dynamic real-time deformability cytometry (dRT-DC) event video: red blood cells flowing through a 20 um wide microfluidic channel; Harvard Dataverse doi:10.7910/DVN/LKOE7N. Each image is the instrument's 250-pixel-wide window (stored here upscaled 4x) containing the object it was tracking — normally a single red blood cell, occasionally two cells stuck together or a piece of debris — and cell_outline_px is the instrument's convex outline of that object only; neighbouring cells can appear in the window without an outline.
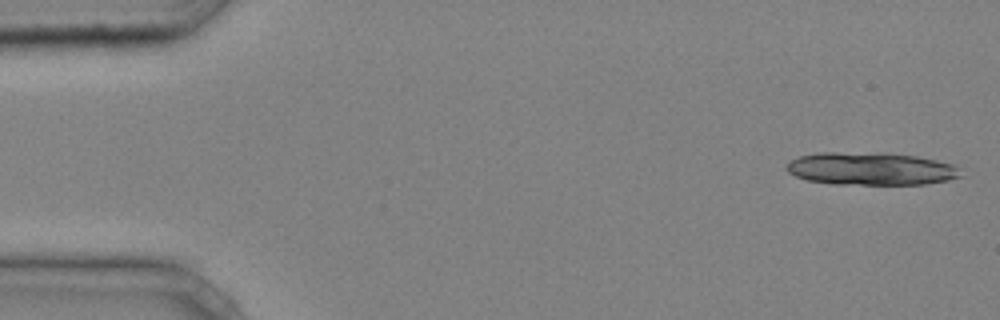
{"species": "common noctule bat (a hibernating species)", "species_latin": "Nyctalus noctula", "temperature_condition": "cold", "stored_images_in_passage": 28, "camera_frame_rate_fps": 3000, "um_per_image_px": 0.085, "animal": {"sex": "male", "body_mass_g": 20.4}, "frame": {"image": 1, "passage_image": 1, "time_ms": 0.0, "image_size_px": [1000, 320], "cell_outline_px": [[964, 176], [948, 180], [924, 184], [832, 184], [808, 180], [796, 176], [788, 172], [784, 168], [788, 160], [800, 156], [816, 152], [884, 152], [916, 156], [936, 160], [952, 164], [960, 168]], "centroid_in_image_um": [74.01, 14.33], "position_along_channel_um": 11.0, "area_um2": 33.76}}
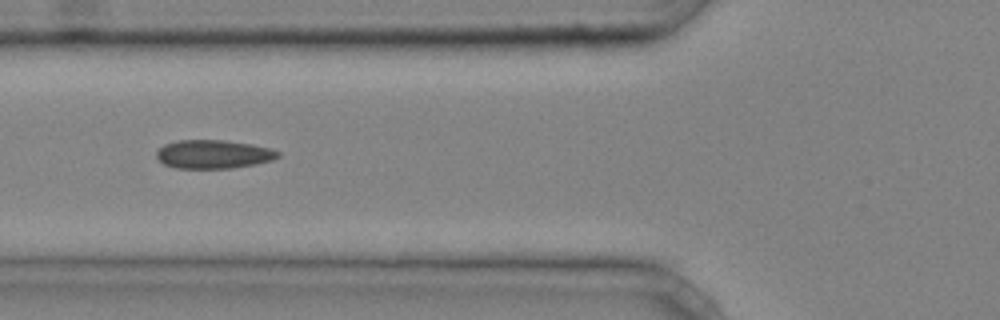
{"frame": {"image": 2, "passage_image": 17, "time_ms": 5.333, "image_size_px": [1000, 320], "cell_outline_px": [[280, 156], [272, 160], [256, 164], [232, 168], [176, 168], [164, 164], [156, 156], [156, 152], [164, 144], [176, 140], [224, 140], [252, 144], [272, 148], [280, 152]], "centroid_in_image_um": [18.16, 13.1], "position_along_channel_um": 107.6, "area_um2": 20.35}}
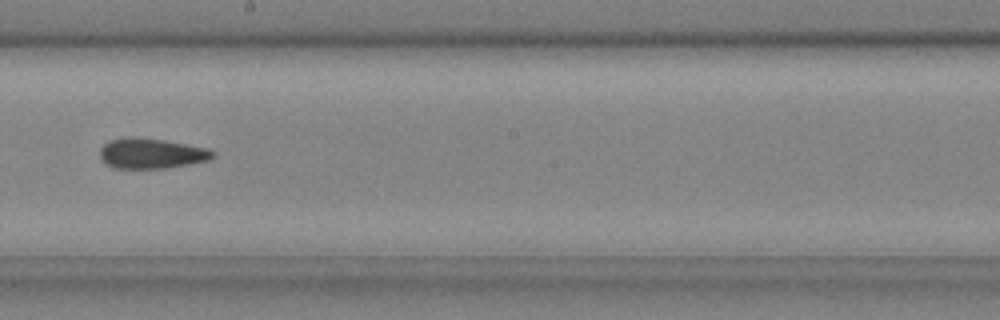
{"frame": {"image": 3, "passage_image": 26, "time_ms": 8.333, "image_size_px": [1000, 320], "cell_outline_px": [[216, 156], [208, 160], [188, 164], [164, 168], [112, 168], [100, 156], [100, 148], [108, 140], [132, 136], [164, 140], [208, 148], [216, 152]], "centroid_in_image_um": [12.88, 13.03], "position_along_channel_um": 235.3, "area_um2": 19.88}}